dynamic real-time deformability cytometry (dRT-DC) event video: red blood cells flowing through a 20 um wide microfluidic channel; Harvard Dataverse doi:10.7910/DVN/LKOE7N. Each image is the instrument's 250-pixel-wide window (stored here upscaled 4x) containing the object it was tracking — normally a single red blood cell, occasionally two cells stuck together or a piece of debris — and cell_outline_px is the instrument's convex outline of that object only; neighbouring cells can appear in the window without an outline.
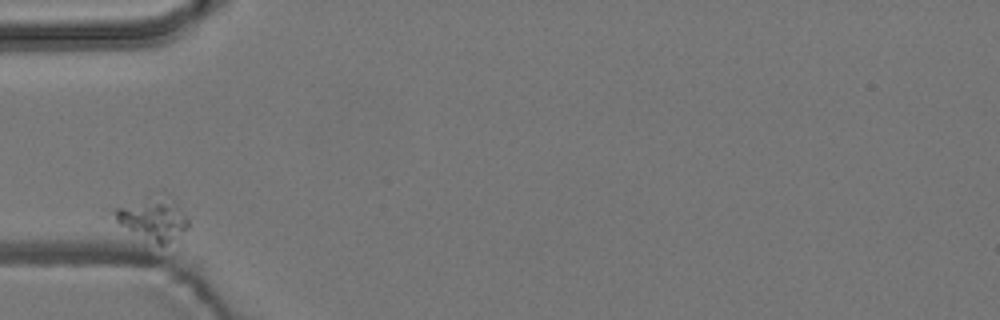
{"species": "common noctule bat (a hibernating species)", "species_latin": "Nyctalus noctula", "temperature_condition": "room temperature", "stored_images_in_passage": 2, "camera_frame_rate_fps": 3000, "um_per_image_px": 0.085, "animal": {"sex": "male", "body_mass_g": 19.2, "forearm_length_mm": 51.8}, "frame": {"image": 1, "passage_image": 1, "time_ms": 0.0, "image_size_px": [1000, 320], "cell_outline_px": [[188, 228], [164, 244], [156, 244], [120, 224], [108, 212], [116, 208], [148, 196], [164, 192], [180, 208], [188, 220]], "centroid_in_image_um": [12.98, 18.53], "position_along_channel_um": 72.0, "area_um2": 18.03}}